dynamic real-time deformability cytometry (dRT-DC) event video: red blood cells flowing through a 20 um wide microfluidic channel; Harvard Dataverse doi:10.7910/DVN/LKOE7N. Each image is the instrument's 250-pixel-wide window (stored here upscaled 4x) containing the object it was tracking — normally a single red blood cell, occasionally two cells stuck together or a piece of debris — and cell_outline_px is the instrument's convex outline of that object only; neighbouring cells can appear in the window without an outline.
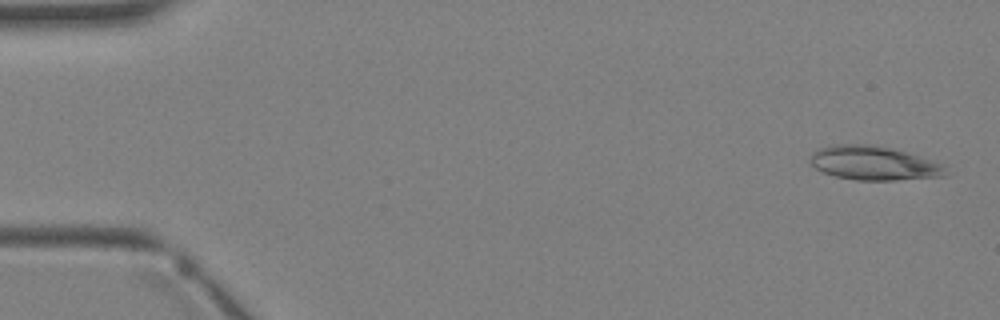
{"species": "Egyptian fruit bat (a non-hibernating species)", "species_latin": "Rousettus aegyptiacus", "temperature_condition": "warm", "stored_images_in_passage": 3, "camera_frame_rate_fps": 3000, "um_per_image_px": 0.085, "animal": {"sex": "female"}, "frame": {"image": 1, "passage_image": 1, "time_ms": 0.0, "image_size_px": [1000, 320], "cell_outline_px": [[948, 176], [896, 180], [856, 180], [836, 176], [824, 172], [816, 168], [808, 160], [808, 156], [816, 148], [828, 144], [876, 144], [892, 148], [948, 164]], "centroid_in_image_um": [74.31, 13.85], "position_along_channel_um": 10.7, "area_um2": 27.63}}